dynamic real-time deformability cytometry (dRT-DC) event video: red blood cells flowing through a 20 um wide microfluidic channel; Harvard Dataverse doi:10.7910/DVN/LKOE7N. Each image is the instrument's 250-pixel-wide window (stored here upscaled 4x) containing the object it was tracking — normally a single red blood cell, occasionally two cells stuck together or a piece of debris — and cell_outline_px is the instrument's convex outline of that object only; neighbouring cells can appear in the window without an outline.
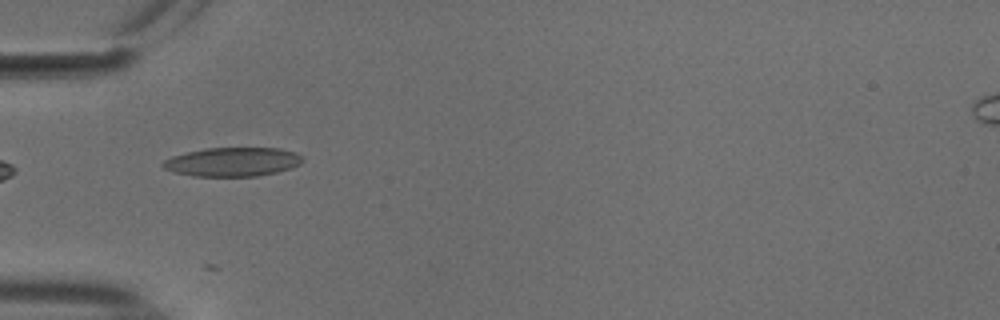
{"species": "common noctule bat (a hibernating species)", "species_latin": "Nyctalus noctula", "temperature_condition": "cold", "stored_images_in_passage": 7, "camera_frame_rate_fps": 3000, "um_per_image_px": 0.085, "animal": {"sex": "male", "body_mass_g": 18.8}, "frame": {"image": 1, "passage_image": 1, "time_ms": 0.0, "image_size_px": [1000, 320], "cell_outline_px": [[304, 160], [300, 164], [292, 168], [276, 172], [256, 176], [192, 176], [172, 172], [164, 168], [160, 164], [164, 160], [172, 156], [204, 148], [280, 148], [296, 152], [304, 156]], "centroid_in_image_um": [19.79, 13.76], "position_along_channel_um": 65.2, "area_um2": 23.76}}
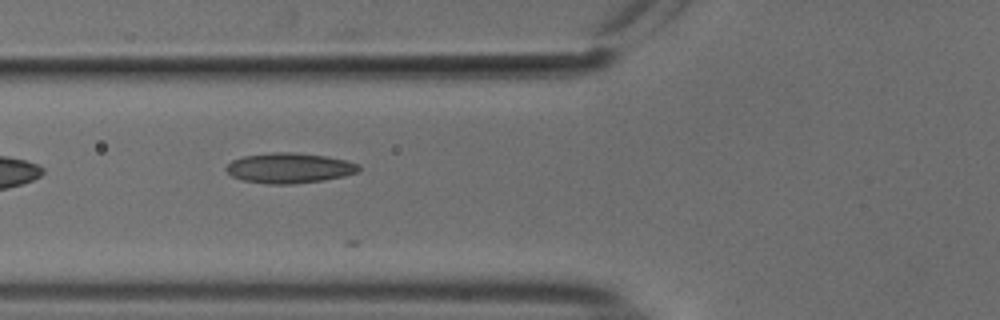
{"frame": {"image": 2, "passage_image": 4, "time_ms": 1.0, "image_size_px": [1000, 320], "cell_outline_px": [[360, 168], [356, 172], [344, 176], [324, 180], [292, 184], [268, 184], [244, 180], [232, 176], [224, 168], [232, 160], [244, 156], [272, 152], [292, 152], [328, 156], [360, 164]], "centroid_in_image_um": [24.59, 14.28], "position_along_channel_um": 101.2, "area_um2": 23.29}}